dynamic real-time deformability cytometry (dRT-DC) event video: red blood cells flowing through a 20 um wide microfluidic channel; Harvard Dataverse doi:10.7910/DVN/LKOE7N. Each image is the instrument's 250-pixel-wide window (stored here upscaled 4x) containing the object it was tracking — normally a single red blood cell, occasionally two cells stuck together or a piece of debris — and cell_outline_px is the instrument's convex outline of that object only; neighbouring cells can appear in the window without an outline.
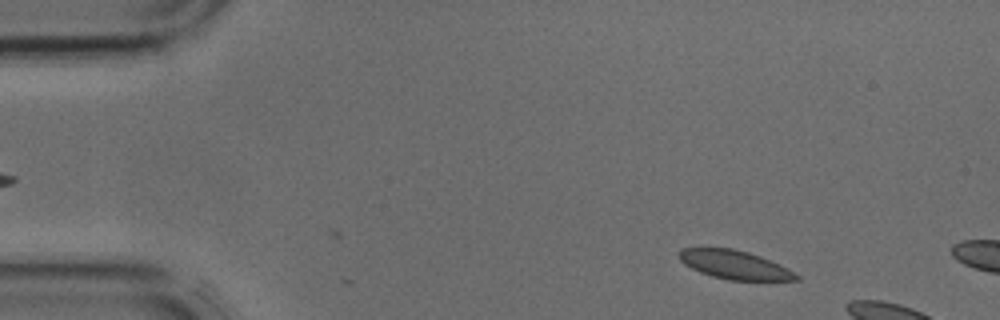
{"species": "common noctule bat (a hibernating species)", "species_latin": "Nyctalus noctula", "temperature_condition": "cold", "stored_images_in_passage": 2, "camera_frame_rate_fps": 3000, "um_per_image_px": 0.085, "animal": {"sex": "male", "body_mass_g": 17.9, "forearm_length_mm": 54.2}, "frame": {"image": 1, "passage_image": 1, "time_ms": 0.0, "image_size_px": [1000, 320], "cell_outline_px": [[800, 280], [728, 280], [712, 276], [700, 272], [684, 264], [680, 260], [680, 248], [732, 248], [748, 252], [760, 256], [780, 264], [788, 268], [800, 276]], "centroid_in_image_um": [62.46, 22.51], "position_along_channel_um": 22.5, "area_um2": 19.48}}